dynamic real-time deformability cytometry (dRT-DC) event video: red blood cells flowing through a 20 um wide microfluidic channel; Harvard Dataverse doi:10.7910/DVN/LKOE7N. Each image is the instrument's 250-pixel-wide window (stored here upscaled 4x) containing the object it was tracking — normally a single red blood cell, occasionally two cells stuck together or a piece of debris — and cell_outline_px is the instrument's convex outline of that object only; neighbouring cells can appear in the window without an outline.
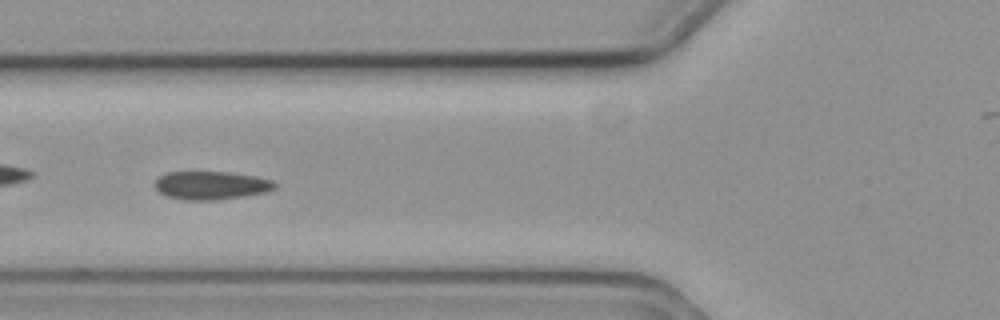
{"species": "common noctule bat (a hibernating species)", "species_latin": "Nyctalus noctula", "temperature_condition": "cold", "stored_images_in_passage": 12, "camera_frame_rate_fps": 3000, "um_per_image_px": 0.085, "animal": {"sex": "female", "body_mass_g": 19.3, "forearm_length_mm": 54.1}, "frame": {"image": 1, "passage_image": 4, "time_ms": 1.0, "image_size_px": [1000, 320], "cell_outline_px": [[276, 188], [268, 192], [244, 196], [212, 200], [184, 200], [168, 196], [160, 192], [152, 184], [160, 176], [168, 172], [232, 172], [256, 176], [272, 180], [276, 184]], "centroid_in_image_um": [17.97, 15.75], "position_along_channel_um": 107.8, "area_um2": 19.83}}
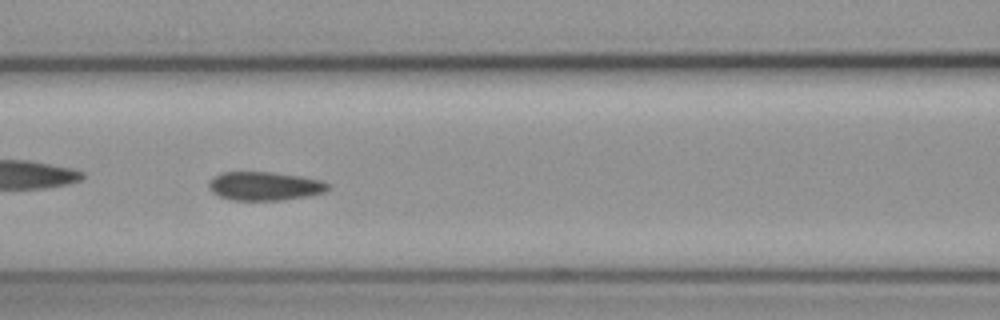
{"frame": {"image": 2, "passage_image": 5, "time_ms": 1.333, "image_size_px": [1000, 320], "cell_outline_px": [[332, 188], [324, 192], [308, 196], [280, 200], [232, 200], [220, 196], [212, 192], [208, 188], [208, 180], [224, 172], [272, 172], [300, 176], [320, 180], [328, 184]], "centroid_in_image_um": [22.49, 15.82], "position_along_channel_um": 144.1, "area_um2": 19.88}}
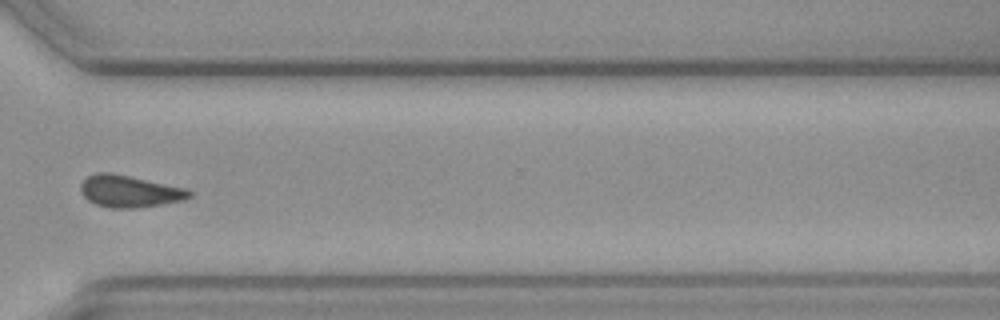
{"frame": {"image": 3, "passage_image": 10, "time_ms": 3.0, "image_size_px": [1000, 320], "cell_outline_px": [[192, 196], [184, 200], [136, 208], [112, 208], [96, 204], [88, 200], [84, 196], [80, 188], [80, 184], [88, 176], [96, 172], [112, 172], [188, 188], [192, 192]], "centroid_in_image_um": [11.03, 16.24], "position_along_channel_um": 359.6, "area_um2": 20.35}}